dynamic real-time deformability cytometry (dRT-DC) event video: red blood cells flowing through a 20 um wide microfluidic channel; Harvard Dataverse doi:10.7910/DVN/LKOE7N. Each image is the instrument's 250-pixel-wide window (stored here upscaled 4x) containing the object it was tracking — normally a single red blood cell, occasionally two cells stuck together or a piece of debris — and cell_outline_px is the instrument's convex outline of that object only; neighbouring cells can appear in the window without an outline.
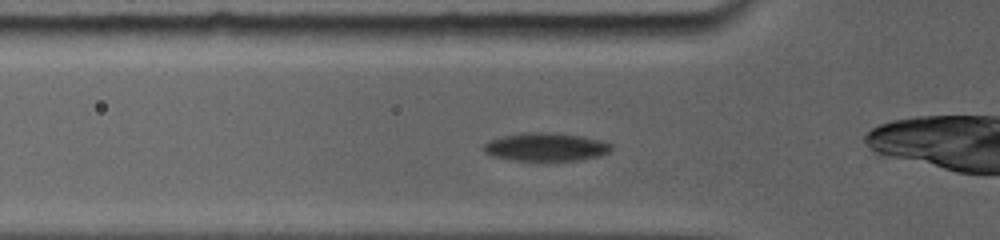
{"species": "common noctule bat (a hibernating species)", "species_latin": "Nyctalus noctula", "temperature_condition": "room temperature", "stored_images_in_passage": 35, "camera_frame_rate_fps": 5000, "um_per_image_px": 0.085, "animal": {"sex": "female", "body_mass_g": 19.0, "forearm_length_mm": 56.7}, "frame": {"image": 1, "passage_image": 8, "time_ms": 4.0, "image_size_px": [1000, 240], "cell_outline_px": [[612, 148], [608, 152], [600, 156], [580, 160], [548, 164], [512, 160], [492, 156], [484, 152], [484, 144], [492, 140], [508, 136], [576, 136], [596, 140], [608, 144]], "centroid_in_image_um": [46.4, 12.64], "position_along_channel_um": 79.4, "area_um2": 19.94}}
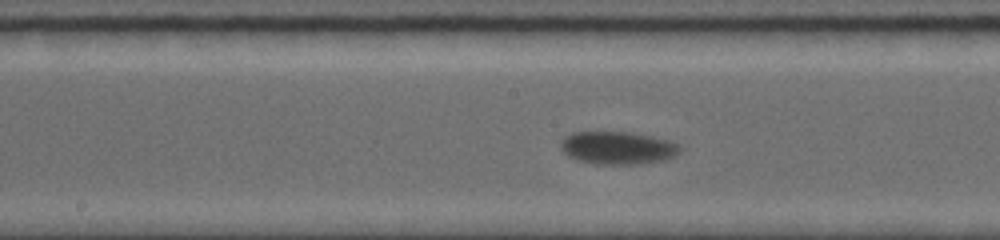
{"frame": {"image": 2, "passage_image": 16, "time_ms": 7.2, "image_size_px": [1000, 240], "cell_outline_px": [[680, 152], [676, 156], [664, 160], [640, 164], [596, 164], [580, 160], [568, 156], [564, 152], [564, 140], [568, 136], [576, 132], [624, 132], [664, 140], [676, 144], [680, 148]], "centroid_in_image_um": [52.54, 12.6], "position_along_channel_um": 195.7, "area_um2": 21.91}}
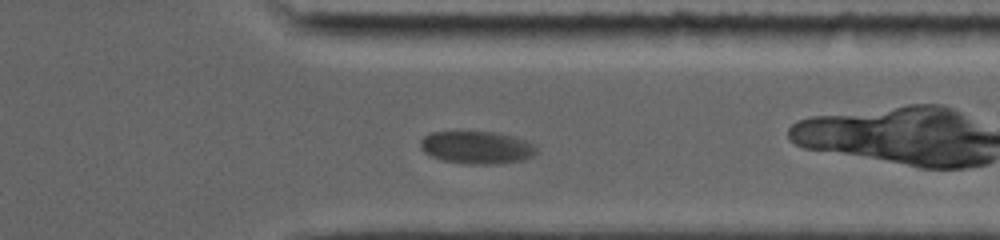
{"frame": {"image": 3, "passage_image": 28, "time_ms": 12.0, "image_size_px": [1000, 240], "cell_outline_px": [[536, 152], [532, 156], [524, 160], [492, 164], [468, 164], [444, 160], [432, 156], [424, 152], [420, 148], [420, 140], [424, 136], [432, 132], [496, 132], [528, 140], [536, 144]], "centroid_in_image_um": [40.55, 12.53], "position_along_channel_um": 370.8, "area_um2": 22.08}, "authors_computed_cell_mechanics": {"area_um2": 21.964, "velocity_mm_per_s": 3.6389, "shape_relaxation_time_tau1_ms": 1.5718, "shape_relaxation_time_tau2_ms": null, "deformation_change_tau1": 0.0723, "deformation_change_tau2": null}}